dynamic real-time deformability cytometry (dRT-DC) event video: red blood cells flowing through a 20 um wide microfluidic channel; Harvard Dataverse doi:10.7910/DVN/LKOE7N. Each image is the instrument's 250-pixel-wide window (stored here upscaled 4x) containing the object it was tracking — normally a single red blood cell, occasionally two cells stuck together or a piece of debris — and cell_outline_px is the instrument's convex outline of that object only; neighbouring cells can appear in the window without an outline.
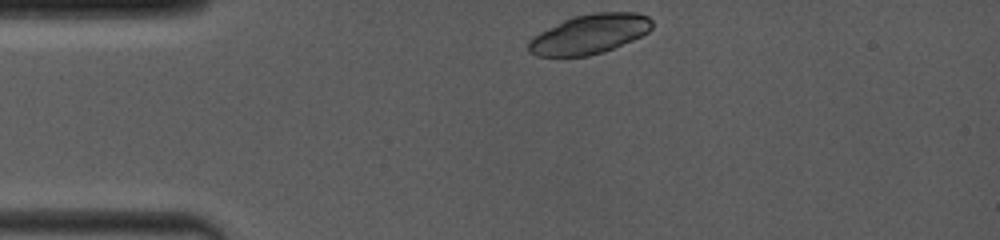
{"species": "common noctule bat (a hibernating species)", "species_latin": "Nyctalus noctula", "temperature_condition": "room temperature", "stored_images_in_passage": 5, "camera_frame_rate_fps": 4000, "um_per_image_px": 0.085, "animal": {"sex": "female", "body_mass_g": 19.0, "forearm_length_mm": 53.3}, "frame": {"image": 1, "passage_image": 1, "time_ms": 0.0, "image_size_px": [1000, 240], "cell_outline_px": [[652, 28], [648, 32], [632, 40], [604, 52], [588, 56], [536, 56], [528, 52], [528, 40], [532, 36], [572, 16], [596, 12], [636, 12], [648, 16], [652, 20]], "centroid_in_image_um": [50.1, 2.9], "position_along_channel_um": 34.9, "area_um2": 28.5}}